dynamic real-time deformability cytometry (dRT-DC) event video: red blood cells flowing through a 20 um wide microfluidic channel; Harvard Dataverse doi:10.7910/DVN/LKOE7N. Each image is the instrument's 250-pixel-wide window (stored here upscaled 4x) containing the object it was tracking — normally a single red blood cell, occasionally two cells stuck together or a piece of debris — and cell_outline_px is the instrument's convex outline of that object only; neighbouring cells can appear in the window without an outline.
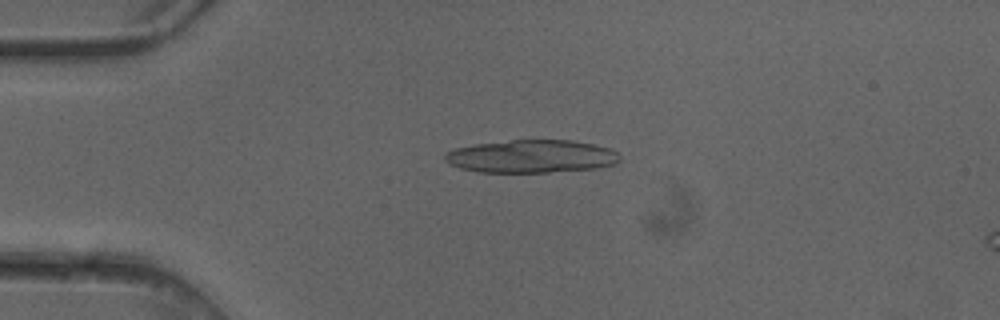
{"species": "common noctule bat (a hibernating species)", "species_latin": "Nyctalus noctula", "temperature_condition": "cold", "stored_images_in_passage": 5, "segment_of_instrument_passage": [1, 2], "camera_frame_rate_fps": 3000, "um_per_image_px": 0.085, "animal": {"sex": "female"}, "frame": {"image": 1, "passage_image": 3, "time_ms": 0.667, "image_size_px": [1000, 320], "cell_outline_px": [[620, 160], [616, 164], [596, 168], [548, 172], [480, 172], [460, 168], [448, 164], [444, 160], [444, 152], [456, 148], [476, 144], [512, 140], [572, 140], [592, 144], [608, 148], [616, 152], [620, 156]], "centroid_in_image_um": [45.14, 13.29], "position_along_channel_um": 39.9, "area_um2": 33.52}}